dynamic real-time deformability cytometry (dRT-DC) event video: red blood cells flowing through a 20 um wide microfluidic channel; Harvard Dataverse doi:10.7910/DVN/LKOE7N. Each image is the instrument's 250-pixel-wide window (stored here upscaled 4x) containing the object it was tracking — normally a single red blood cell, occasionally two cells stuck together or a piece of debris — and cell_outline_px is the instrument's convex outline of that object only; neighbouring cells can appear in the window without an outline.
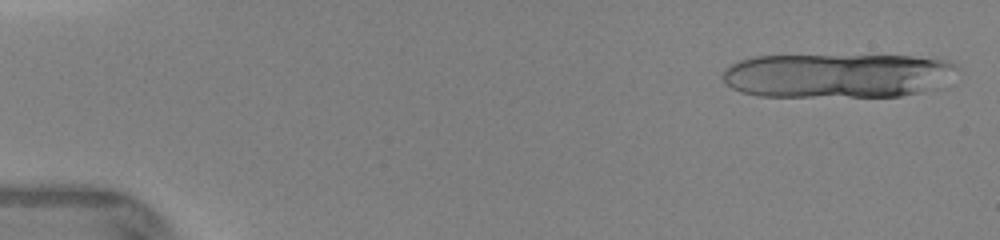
{"species": "human", "species_latin": "Homo sapiens", "temperature_condition": "warm", "stored_images_in_passage": 6, "camera_frame_rate_fps": 3000, "um_per_image_px": 0.085, "donor": {"sex": "female"}, "frame": {"image": 1, "passage_image": 1, "time_ms": 0.0, "image_size_px": [1000, 240], "cell_outline_px": [[960, 72], [940, 88], [900, 96], [760, 96], [740, 92], [724, 84], [720, 76], [732, 64], [740, 60], [752, 56], [940, 56], [952, 60], [960, 64]], "centroid_in_image_um": [71.34, 6.41], "position_along_channel_um": 13.7, "area_um2": 61.96}}